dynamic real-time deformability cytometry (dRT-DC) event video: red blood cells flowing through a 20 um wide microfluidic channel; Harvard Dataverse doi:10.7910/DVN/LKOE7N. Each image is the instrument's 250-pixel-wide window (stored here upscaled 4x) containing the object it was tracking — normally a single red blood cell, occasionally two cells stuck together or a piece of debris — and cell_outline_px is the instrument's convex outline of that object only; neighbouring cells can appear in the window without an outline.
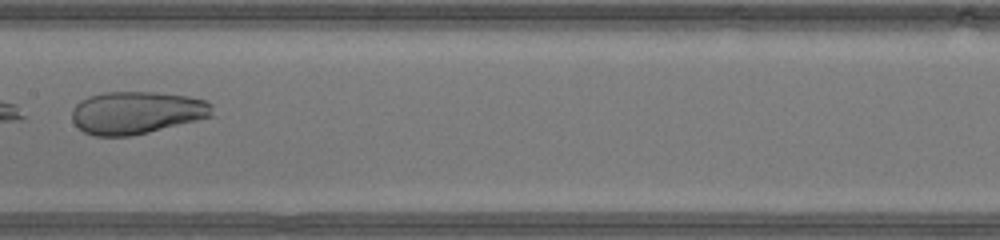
{"species": "human", "species_latin": "Homo sapiens", "temperature_condition": "warm", "stored_images_in_passage": 42, "segment_of_instrument_passage": [2, 2], "camera_frame_rate_fps": 3000, "um_per_image_px": 0.085, "donor": {"sex": "male"}, "frame": {"image": 1, "passage_image": 21, "time_ms": 6.667, "image_size_px": [1000, 240], "cell_outline_px": [[212, 116], [148, 132], [128, 136], [96, 136], [84, 132], [72, 120], [72, 112], [76, 104], [80, 100], [88, 96], [104, 92], [156, 92], [188, 96], [204, 100], [212, 104]], "centroid_in_image_um": [11.59, 9.56], "position_along_channel_um": 195.8, "area_um2": 34.56}}
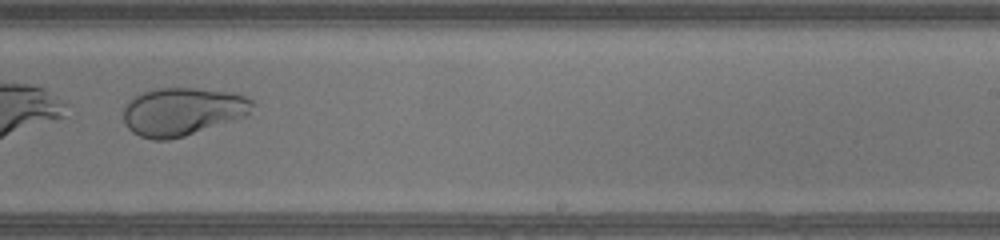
{"frame": {"image": 2, "passage_image": 26, "time_ms": 8.333, "image_size_px": [1000, 240], "cell_outline_px": [[256, 104], [248, 116], [236, 120], [184, 136], [168, 140], [152, 140], [140, 136], [132, 132], [124, 124], [124, 104], [132, 96], [140, 92], [152, 88], [196, 88], [232, 92], [244, 96], [252, 100]], "centroid_in_image_um": [15.5, 9.47], "position_along_channel_um": 273.5, "area_um2": 36.76}}